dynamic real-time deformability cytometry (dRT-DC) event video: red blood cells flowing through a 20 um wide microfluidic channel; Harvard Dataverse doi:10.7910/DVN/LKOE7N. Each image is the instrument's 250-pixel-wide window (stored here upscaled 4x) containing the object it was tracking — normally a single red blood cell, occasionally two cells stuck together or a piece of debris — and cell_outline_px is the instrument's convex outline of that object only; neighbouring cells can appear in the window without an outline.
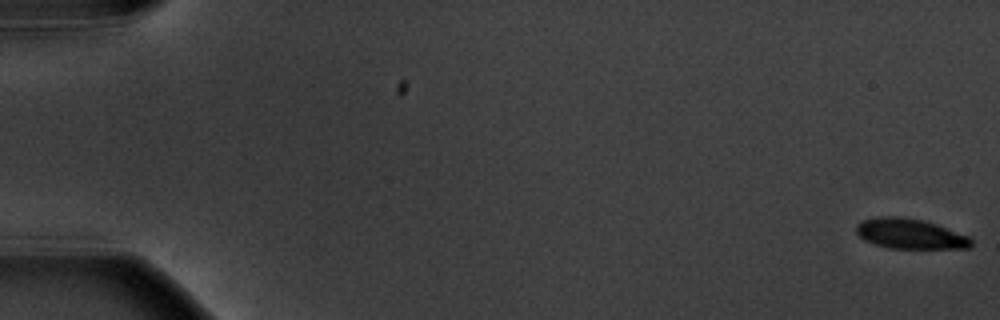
{"species": "common noctule bat (a hibernating species)", "species_latin": "Nyctalus noctula", "temperature_condition": "warm", "stored_images_in_passage": 7, "segment_of_instrument_passage": [1, 2], "camera_frame_rate_fps": 3000, "um_per_image_px": 0.085, "animal": {"sex": "male", "body_mass_g": 20.1, "forearm_length_mm": 53.5}, "frame": {"image": 1, "passage_image": 1, "time_ms": 0.0, "image_size_px": [1000, 320], "cell_outline_px": [[972, 244], [968, 248], [888, 248], [864, 240], [856, 232], [856, 224], [864, 220], [876, 216], [900, 216], [924, 220], [936, 224], [968, 236], [972, 240]], "centroid_in_image_um": [77.33, 19.86], "position_along_channel_um": 7.7, "area_um2": 20.11}}